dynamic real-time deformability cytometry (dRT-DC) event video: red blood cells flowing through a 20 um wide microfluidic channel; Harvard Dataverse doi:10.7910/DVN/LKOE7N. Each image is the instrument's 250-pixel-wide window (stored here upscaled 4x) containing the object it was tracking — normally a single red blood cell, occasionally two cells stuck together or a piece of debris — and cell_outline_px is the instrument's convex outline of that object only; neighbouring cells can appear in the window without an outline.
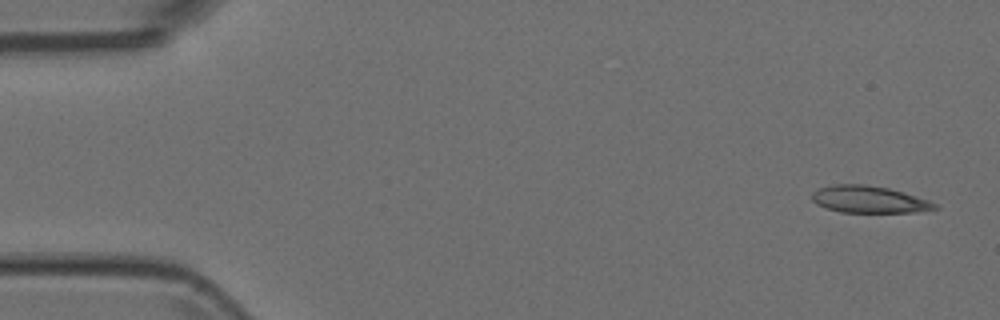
{"species": "Egyptian fruit bat (a non-hibernating species)", "species_latin": "Rousettus aegyptiacus", "temperature_condition": "room temperature", "stored_images_in_passage": 5, "camera_frame_rate_fps": 3000, "um_per_image_px": 0.085, "animal": {"sex": "female"}, "frame": {"image": 1, "passage_image": 1, "time_ms": 0.0, "image_size_px": [1000, 320], "cell_outline_px": [[940, 208], [912, 212], [840, 212], [824, 208], [816, 204], [812, 200], [812, 192], [816, 188], [832, 184], [864, 184], [888, 188], [928, 200], [936, 204]], "centroid_in_image_um": [73.78, 16.95], "position_along_channel_um": 11.2, "area_um2": 19.31}}
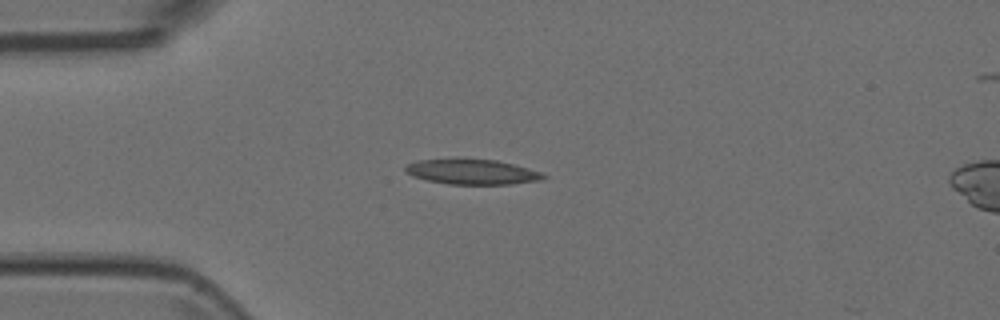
{"frame": {"image": 2, "passage_image": 4, "time_ms": 1.0, "image_size_px": [1000, 320], "cell_outline_px": [[548, 176], [540, 180], [512, 184], [448, 184], [428, 180], [412, 176], [404, 168], [408, 164], [420, 160], [456, 156], [496, 160], [528, 168], [540, 172]], "centroid_in_image_um": [40.1, 14.57], "position_along_channel_um": 44.9, "area_um2": 20.69}}